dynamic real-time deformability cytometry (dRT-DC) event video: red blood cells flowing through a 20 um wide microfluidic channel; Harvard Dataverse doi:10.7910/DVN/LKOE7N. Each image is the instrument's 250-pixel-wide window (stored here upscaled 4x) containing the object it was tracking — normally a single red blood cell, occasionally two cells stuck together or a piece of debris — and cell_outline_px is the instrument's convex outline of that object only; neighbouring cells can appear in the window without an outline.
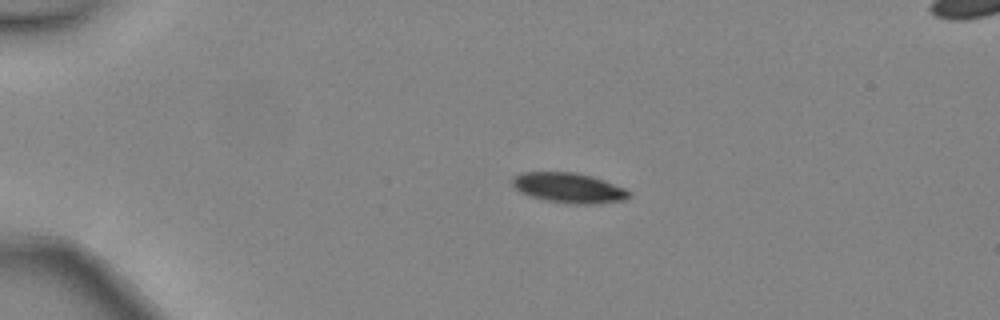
{"species": "common noctule bat (a hibernating species)", "species_latin": "Nyctalus noctula", "temperature_condition": "warm", "stored_images_in_passage": 5, "camera_frame_rate_fps": 3000, "um_per_image_px": 0.085, "animal": {"sex": "female", "body_mass_g": 24.6, "forearm_length_mm": 56.2}, "frame": {"image": 1, "passage_image": 3, "time_ms": 0.667, "image_size_px": [1000, 320], "cell_outline_px": [[632, 192], [624, 200], [596, 204], [568, 204], [544, 200], [528, 196], [520, 192], [508, 180], [512, 176], [520, 172], [576, 172], [592, 176], [604, 180], [624, 188]], "centroid_in_image_um": [48.29, 15.96], "position_along_channel_um": 36.7, "area_um2": 20.81}}